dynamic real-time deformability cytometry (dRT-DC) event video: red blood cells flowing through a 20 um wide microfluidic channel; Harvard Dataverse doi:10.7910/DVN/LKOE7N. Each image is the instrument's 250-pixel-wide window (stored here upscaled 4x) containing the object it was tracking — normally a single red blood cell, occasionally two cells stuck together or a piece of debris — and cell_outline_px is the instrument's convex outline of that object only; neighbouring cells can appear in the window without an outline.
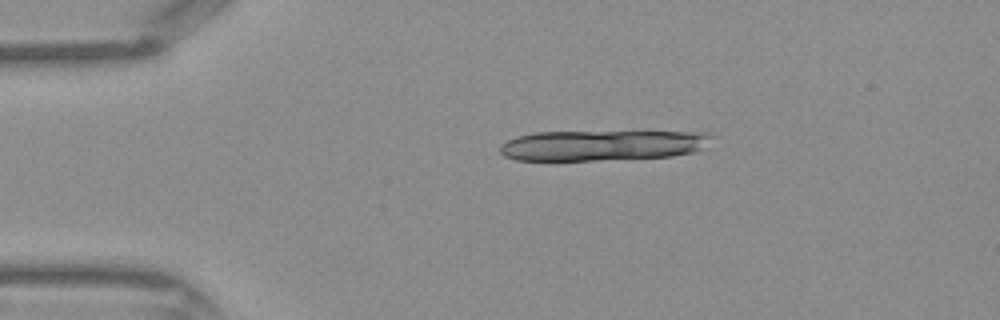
{"species": "Egyptian fruit bat (a non-hibernating species)", "species_latin": "Rousettus aegyptiacus", "temperature_condition": "warm", "stored_images_in_passage": 7, "camera_frame_rate_fps": 3000, "um_per_image_px": 0.085, "frame": {"image": 1, "passage_image": 1, "time_ms": 0.0, "image_size_px": [1000, 320], "cell_outline_px": [[712, 136], [700, 148], [692, 152], [672, 156], [596, 160], [516, 160], [504, 156], [500, 152], [500, 144], [508, 140], [520, 136], [536, 132], [708, 132]], "centroid_in_image_um": [51.13, 12.35], "position_along_channel_um": 33.9, "area_um2": 37.05}}